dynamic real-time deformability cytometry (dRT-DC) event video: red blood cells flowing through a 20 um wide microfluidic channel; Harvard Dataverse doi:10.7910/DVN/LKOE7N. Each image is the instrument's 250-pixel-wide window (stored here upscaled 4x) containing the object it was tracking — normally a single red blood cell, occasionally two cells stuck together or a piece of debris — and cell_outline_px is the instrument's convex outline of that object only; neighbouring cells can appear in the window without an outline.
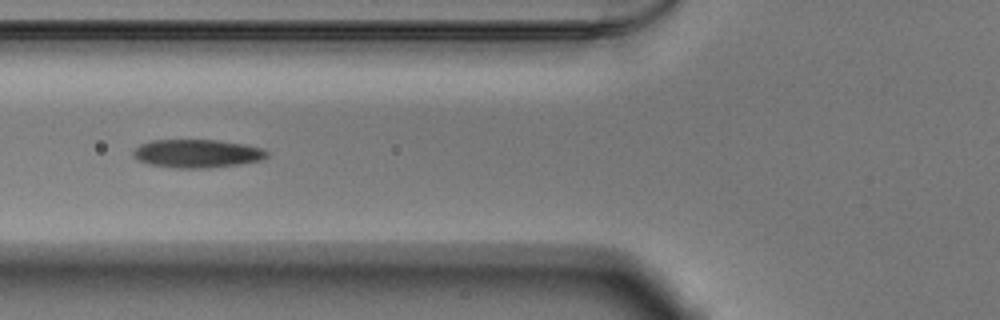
{"species": "Egyptian fruit bat (a non-hibernating species)", "species_latin": "Rousettus aegyptiacus", "temperature_condition": "warm", "stored_images_in_passage": 19, "camera_frame_rate_fps": 3000, "um_per_image_px": 0.085, "animal": {"sex": "male"}, "frame": {"image": 1, "passage_image": 6, "time_ms": 1.667, "image_size_px": [1000, 320], "cell_outline_px": [[268, 156], [260, 160], [236, 164], [208, 168], [172, 168], [148, 164], [132, 156], [132, 152], [140, 144], [152, 140], [220, 140], [244, 144], [260, 148], [268, 152]], "centroid_in_image_um": [16.71, 13.05], "position_along_channel_um": 109.1, "area_um2": 21.96}}
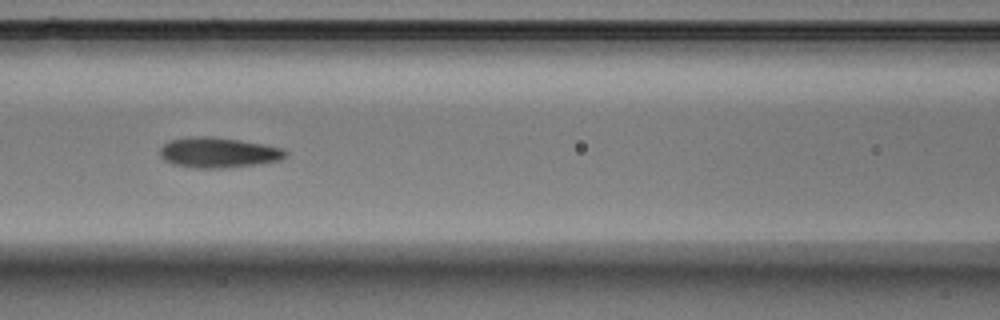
{"frame": {"image": 2, "passage_image": 9, "time_ms": 2.667, "image_size_px": [1000, 320], "cell_outline_px": [[288, 152], [280, 160], [256, 164], [220, 168], [196, 168], [172, 164], [164, 160], [160, 156], [160, 148], [164, 144], [172, 140], [188, 136], [212, 136], [240, 140], [264, 144], [280, 148]], "centroid_in_image_um": [18.51, 12.96], "position_along_channel_um": 148.1, "area_um2": 22.08}}